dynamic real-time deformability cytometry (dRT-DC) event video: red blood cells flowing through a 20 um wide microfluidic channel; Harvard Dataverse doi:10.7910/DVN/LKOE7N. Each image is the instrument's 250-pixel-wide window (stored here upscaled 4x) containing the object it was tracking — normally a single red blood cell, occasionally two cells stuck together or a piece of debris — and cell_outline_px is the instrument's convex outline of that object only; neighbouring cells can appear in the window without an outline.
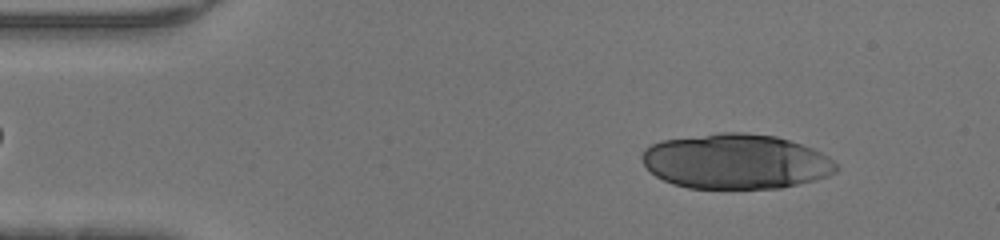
{"species": "human", "species_latin": "Homo sapiens", "temperature_condition": "warm", "stored_images_in_passage": 44, "camera_frame_rate_fps": 3000, "um_per_image_px": 0.085, "donor": {"sex": "male"}, "frame": {"image": 1, "passage_image": 4, "time_ms": 1.0, "image_size_px": [1000, 240], "cell_outline_px": [[840, 168], [836, 172], [828, 176], [816, 180], [780, 188], [688, 188], [672, 184], [656, 176], [644, 164], [640, 156], [644, 148], [660, 140], [720, 132], [744, 132], [776, 136], [812, 148], [828, 156]], "centroid_in_image_um": [62.54, 13.72], "position_along_channel_um": 22.5, "area_um2": 62.48}}